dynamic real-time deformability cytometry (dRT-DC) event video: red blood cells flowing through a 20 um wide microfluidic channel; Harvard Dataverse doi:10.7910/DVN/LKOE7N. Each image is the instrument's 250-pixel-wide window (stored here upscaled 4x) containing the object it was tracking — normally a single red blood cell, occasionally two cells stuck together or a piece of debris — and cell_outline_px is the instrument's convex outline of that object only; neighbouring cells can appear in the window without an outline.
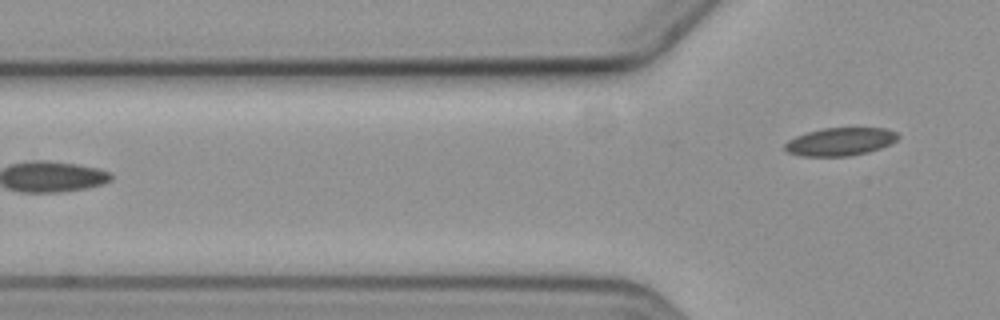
{"species": "common noctule bat (a hibernating species)", "species_latin": "Nyctalus noctula", "temperature_condition": "cold", "stored_images_in_passage": 5, "camera_frame_rate_fps": 3000, "um_per_image_px": 0.085, "animal": {"sex": "female", "body_mass_g": 19.3, "forearm_length_mm": 54.1}, "frame": {"image": 1, "passage_image": 5, "time_ms": 5.0, "image_size_px": [1000, 320], "cell_outline_px": [[900, 136], [892, 144], [868, 152], [848, 156], [800, 156], [788, 152], [784, 148], [784, 144], [788, 140], [796, 136], [808, 132], [824, 128], [884, 128], [896, 132]], "centroid_in_image_um": [71.42, 12.04], "position_along_channel_um": 54.4, "area_um2": 18.44}}